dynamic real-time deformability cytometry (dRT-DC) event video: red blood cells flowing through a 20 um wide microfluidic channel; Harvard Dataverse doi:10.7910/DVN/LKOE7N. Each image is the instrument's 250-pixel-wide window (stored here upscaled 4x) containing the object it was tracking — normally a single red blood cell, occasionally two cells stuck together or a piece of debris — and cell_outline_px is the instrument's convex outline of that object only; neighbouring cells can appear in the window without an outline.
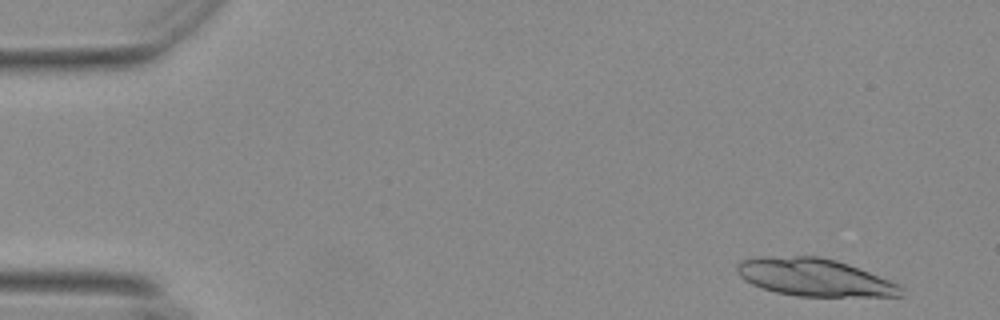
{"species": "Egyptian fruit bat (a non-hibernating species)", "species_latin": "Rousettus aegyptiacus", "temperature_condition": "warm", "stored_images_in_passage": 46, "camera_frame_rate_fps": 3000, "um_per_image_px": 0.085, "animal": {"sex": "female"}, "frame": {"image": 1, "passage_image": 3, "time_ms": 0.667, "image_size_px": [1000, 320], "cell_outline_px": [[900, 296], [796, 296], [776, 292], [752, 284], [744, 280], [740, 276], [736, 268], [740, 260], [760, 256], [820, 256], [836, 260], [848, 264], [888, 280], [896, 284], [900, 288]], "centroid_in_image_um": [69.14, 23.56], "position_along_channel_um": 15.9, "area_um2": 35.43}}
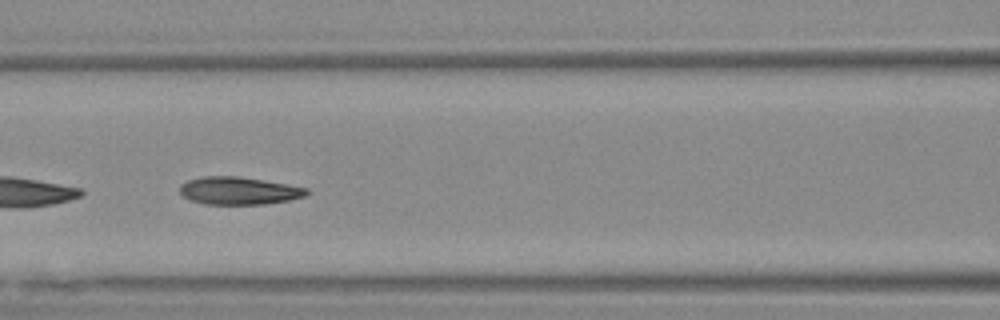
{"frame": {"image": 2, "passage_image": 24, "time_ms": 7.667, "image_size_px": [1000, 320], "cell_outline_px": [[308, 192], [304, 196], [288, 200], [264, 204], [204, 204], [192, 200], [184, 196], [180, 192], [180, 184], [188, 180], [200, 176], [236, 176], [288, 184], [308, 188]], "centroid_in_image_um": [20.28, 16.2], "position_along_channel_um": 146.3, "area_um2": 20.29}}